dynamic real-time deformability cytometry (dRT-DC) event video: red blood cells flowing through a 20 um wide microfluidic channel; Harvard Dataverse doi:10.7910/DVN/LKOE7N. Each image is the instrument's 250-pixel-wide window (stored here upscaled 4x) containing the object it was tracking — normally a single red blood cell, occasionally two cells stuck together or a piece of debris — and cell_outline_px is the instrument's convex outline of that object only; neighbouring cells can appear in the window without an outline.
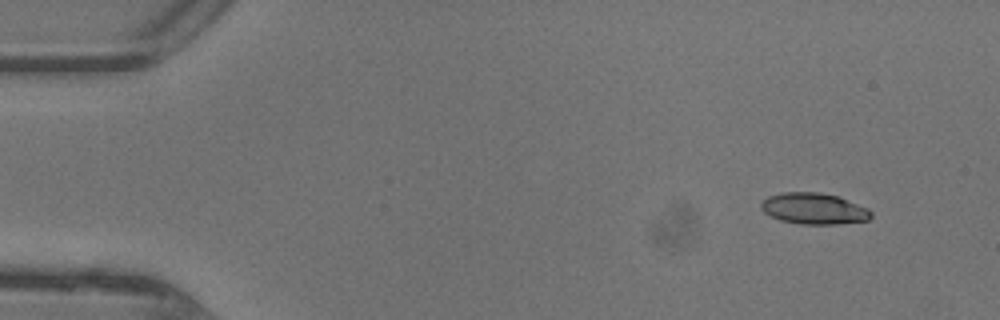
{"species": "common noctule bat (a hibernating species)", "species_latin": "Nyctalus noctula", "temperature_condition": "warm", "stored_images_in_passage": 43, "camera_frame_rate_fps": 3000, "um_per_image_px": 0.085, "animal": {"sex": "female"}, "frame": {"image": 1, "passage_image": 1, "time_ms": 0.0, "image_size_px": [1000, 320], "cell_outline_px": [[872, 216], [868, 220], [836, 224], [800, 224], [780, 220], [764, 212], [760, 208], [760, 204], [768, 196], [780, 192], [820, 192], [836, 196], [868, 208], [872, 212]], "centroid_in_image_um": [69.16, 17.73], "position_along_channel_um": 15.8, "area_um2": 19.94}}
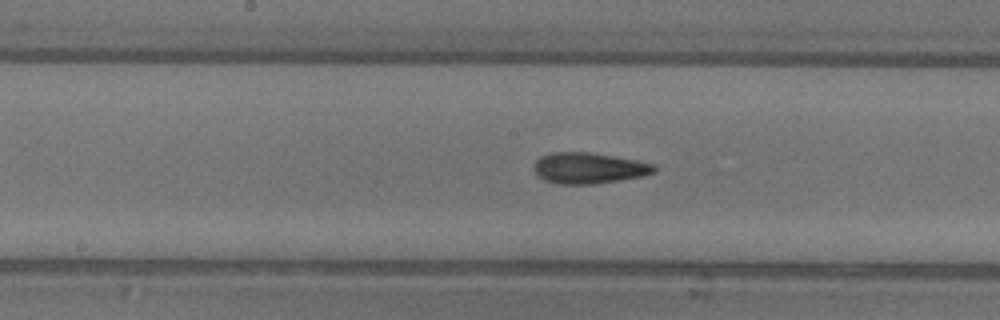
{"frame": {"image": 2, "passage_image": 21, "time_ms": 6.667, "image_size_px": [1000, 320], "cell_outline_px": [[656, 172], [640, 176], [620, 180], [592, 184], [560, 184], [544, 180], [536, 172], [536, 160], [540, 156], [552, 152], [588, 152], [636, 160], [656, 164]], "centroid_in_image_um": [50.08, 14.28], "position_along_channel_um": 198.1, "area_um2": 21.44}}
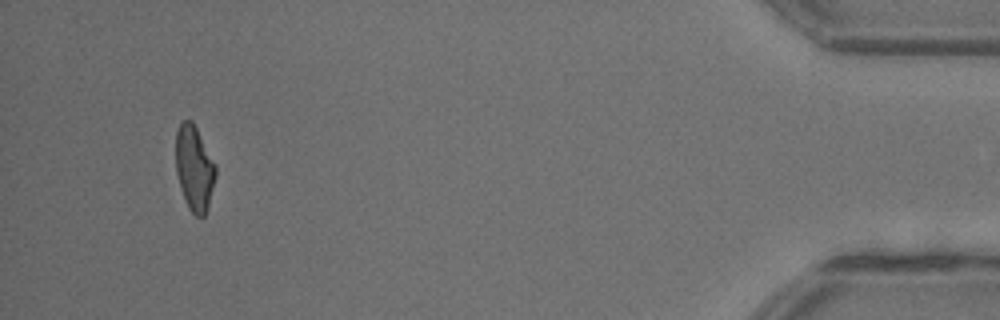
{"frame": {"image": 3, "passage_image": 41, "time_ms": 13.333, "image_size_px": [1000, 320], "cell_outline_px": [[216, 176], [208, 208], [204, 216], [196, 216], [188, 208], [180, 188], [176, 172], [176, 132], [180, 124], [184, 120], [192, 120], [216, 164]], "centroid_in_image_um": [16.52, 14.31], "position_along_channel_um": 418.7, "area_um2": 19.83}, "authors_computed_cell_mechanics": {"area_um2": 20.519, "velocity_mm_per_s": 4.4561, "shape_relaxation_time_tau1_ms": 6.6119, "shape_relaxation_time_tau2_ms": 1.8175, "deformation_change_tau1": 0.2294, "deformation_change_tau2": 0.1031}}